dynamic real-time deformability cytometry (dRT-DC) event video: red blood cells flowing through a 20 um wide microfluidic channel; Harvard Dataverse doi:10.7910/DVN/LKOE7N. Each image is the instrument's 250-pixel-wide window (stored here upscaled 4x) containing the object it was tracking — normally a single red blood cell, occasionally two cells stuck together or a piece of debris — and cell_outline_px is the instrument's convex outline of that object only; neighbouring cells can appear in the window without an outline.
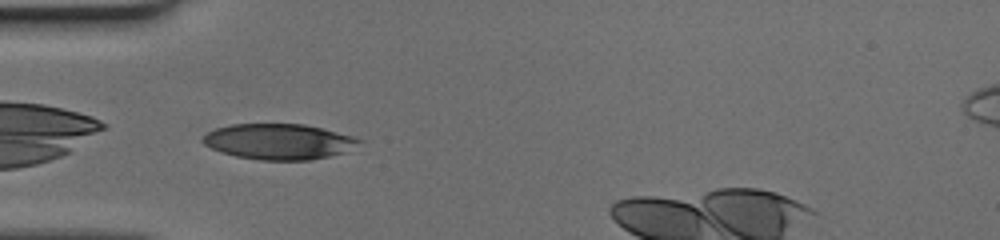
{"species": "human", "species_latin": "Homo sapiens", "temperature_condition": "cold", "stored_images_in_passage": 29, "camera_frame_rate_fps": 3000, "um_per_image_px": 0.085, "donor": {"sex": "female"}, "frame": {"image": 1, "passage_image": 2, "time_ms": 0.333, "image_size_px": [1000, 240], "cell_outline_px": [[364, 140], [344, 152], [328, 156], [308, 160], [260, 160], [236, 156], [220, 152], [204, 144], [200, 140], [208, 132], [216, 128], [232, 124], [304, 124], [352, 136]], "centroid_in_image_um": [23.66, 12.03], "position_along_channel_um": 61.3, "area_um2": 32.14}}
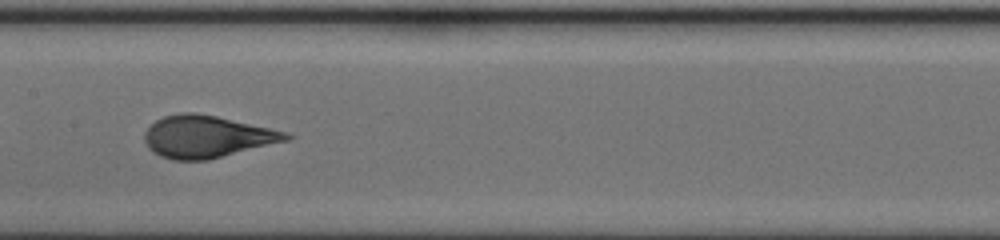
{"frame": {"image": 2, "passage_image": 12, "time_ms": 3.667, "image_size_px": [1000, 240], "cell_outline_px": [[292, 136], [288, 140], [208, 160], [172, 160], [160, 156], [152, 152], [148, 148], [144, 140], [144, 132], [156, 120], [164, 116], [184, 112], [196, 112], [216, 116], [268, 128], [284, 132]], "centroid_in_image_um": [17.51, 11.62], "position_along_channel_um": 189.9, "area_um2": 34.39}}
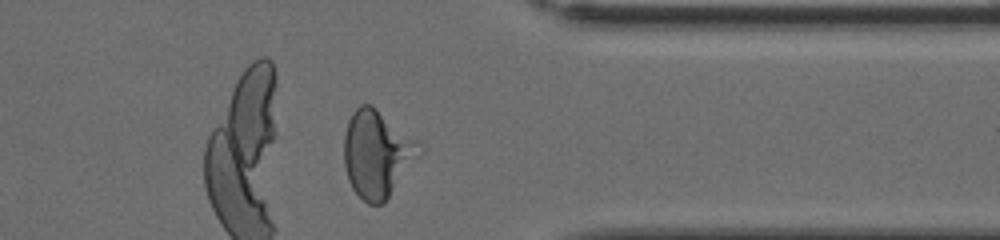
{"frame": {"image": 3, "passage_image": 27, "time_ms": 8.667, "image_size_px": [1000, 240], "cell_outline_px": [[424, 152], [388, 196], [380, 204], [368, 204], [352, 188], [348, 180], [344, 164], [344, 132], [348, 120], [352, 112], [360, 104], [372, 104], [416, 140], [424, 148]], "centroid_in_image_um": [32.05, 13.04], "position_along_channel_um": 379.4, "area_um2": 38.09}}